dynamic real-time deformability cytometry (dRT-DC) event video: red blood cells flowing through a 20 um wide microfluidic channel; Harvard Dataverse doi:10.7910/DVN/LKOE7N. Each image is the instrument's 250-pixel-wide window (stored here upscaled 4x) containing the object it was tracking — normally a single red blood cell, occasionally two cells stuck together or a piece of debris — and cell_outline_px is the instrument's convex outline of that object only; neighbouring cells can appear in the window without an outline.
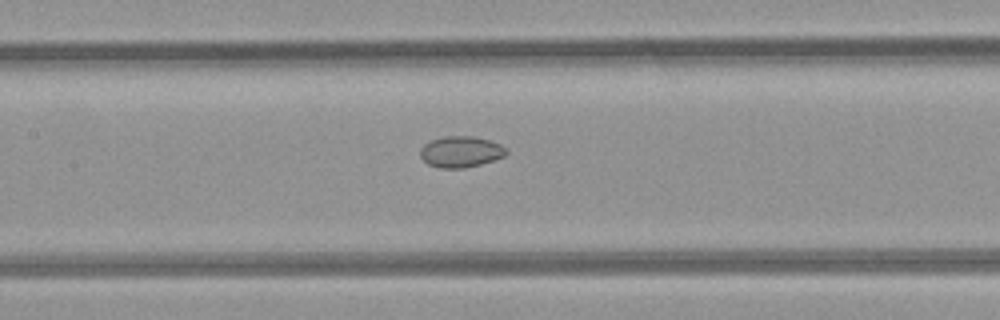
{"species": "common noctule bat (a hibernating species)", "species_latin": "Nyctalus noctula", "temperature_condition": "room temperature", "stored_images_in_passage": 25, "camera_frame_rate_fps": 3000, "um_per_image_px": 0.085, "animal": {"sex": "female", "body_mass_g": 21.9}, "frame": {"image": 1, "passage_image": 9, "time_ms": 2.667, "image_size_px": [1000, 320], "cell_outline_px": [[508, 152], [504, 156], [480, 164], [464, 168], [440, 168], [428, 164], [420, 156], [420, 148], [424, 144], [432, 140], [444, 136], [476, 136], [500, 144]], "centroid_in_image_um": [39.14, 12.89], "position_along_channel_um": 168.3, "area_um2": 15.49}}
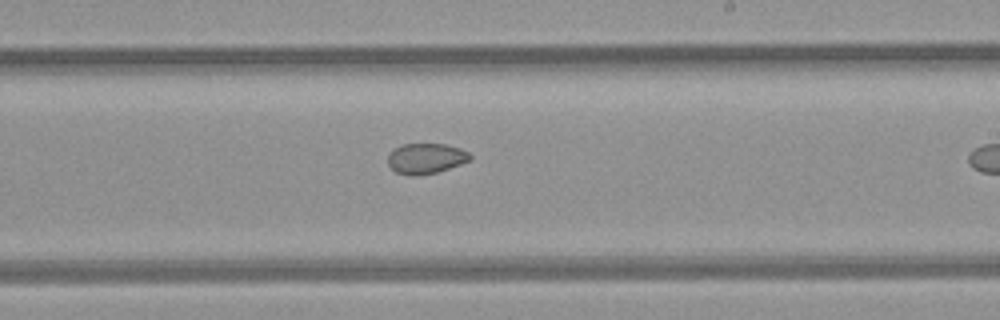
{"frame": {"image": 2, "passage_image": 15, "time_ms": 4.667, "image_size_px": [1000, 320], "cell_outline_px": [[472, 156], [468, 160], [460, 164], [436, 172], [416, 176], [412, 176], [396, 172], [388, 164], [388, 156], [400, 144], [444, 144], [460, 148], [468, 152]], "centroid_in_image_um": [36.19, 13.46], "position_along_channel_um": 252.8, "area_um2": 14.33}}
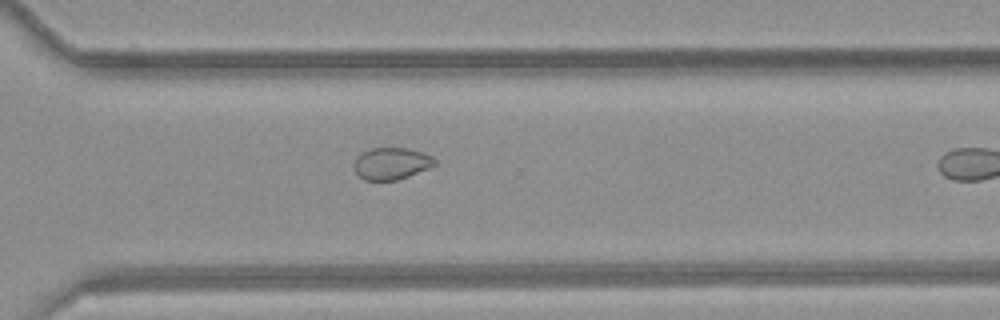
{"frame": {"image": 3, "passage_image": 21, "time_ms": 6.667, "image_size_px": [1000, 320], "cell_outline_px": [[436, 164], [428, 168], [408, 176], [396, 180], [364, 180], [356, 172], [356, 156], [360, 152], [372, 148], [408, 148], [432, 156], [436, 160]], "centroid_in_image_um": [33.27, 13.89], "position_along_channel_um": 337.3, "area_um2": 14.8}}